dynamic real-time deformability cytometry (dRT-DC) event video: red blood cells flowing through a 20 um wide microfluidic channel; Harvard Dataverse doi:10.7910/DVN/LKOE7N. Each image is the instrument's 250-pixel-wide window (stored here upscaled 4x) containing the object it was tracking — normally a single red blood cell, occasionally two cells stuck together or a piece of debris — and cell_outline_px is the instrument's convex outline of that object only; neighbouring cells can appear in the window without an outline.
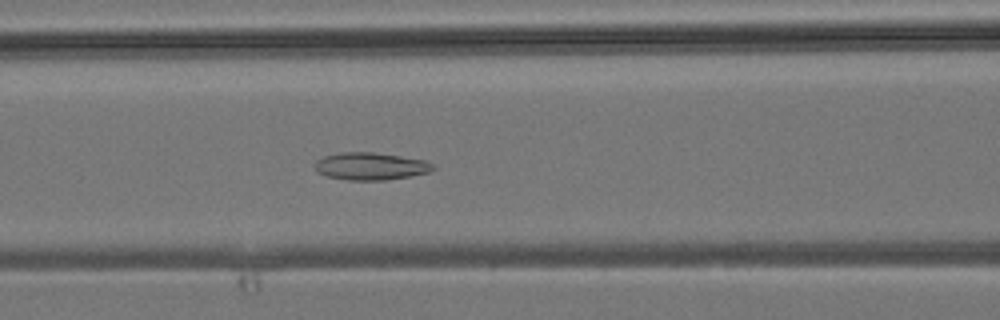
{"species": "common noctule bat (a hibernating species)", "species_latin": "Nyctalus noctula", "temperature_condition": "room temperature", "stored_images_in_passage": 44, "camera_frame_rate_fps": 3000, "um_per_image_px": 0.085, "animal": {"sex": "male", "body_mass_g": 19.2, "forearm_length_mm": 51.8}, "frame": {"image": 1, "passage_image": 18, "time_ms": 5.667, "image_size_px": [1000, 320], "cell_outline_px": [[436, 168], [428, 172], [388, 180], [348, 180], [328, 176], [316, 172], [312, 164], [316, 160], [324, 156], [340, 152], [372, 152], [400, 156], [424, 160], [432, 164]], "centroid_in_image_um": [31.44, 14.13], "position_along_channel_um": 135.2, "area_um2": 18.9}}
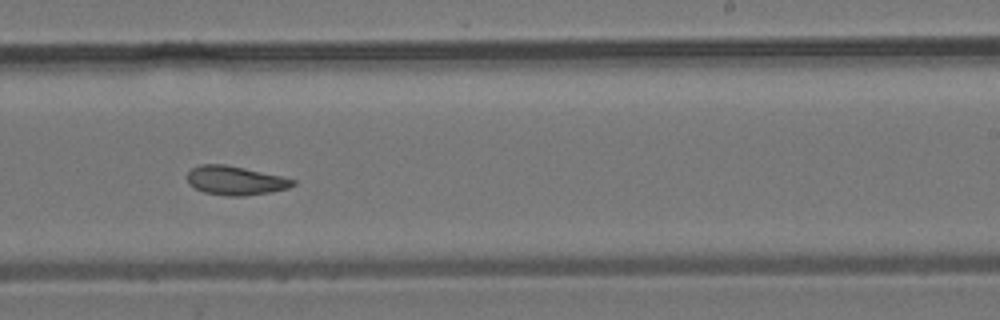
{"frame": {"image": 2, "passage_image": 27, "time_ms": 8.667, "image_size_px": [1000, 320], "cell_outline_px": [[296, 184], [288, 188], [268, 192], [244, 196], [228, 196], [204, 192], [188, 184], [188, 172], [192, 168], [200, 164], [224, 164], [244, 168], [280, 176], [296, 180]], "centroid_in_image_um": [19.99, 15.34], "position_along_channel_um": 269.0, "area_um2": 17.63}}
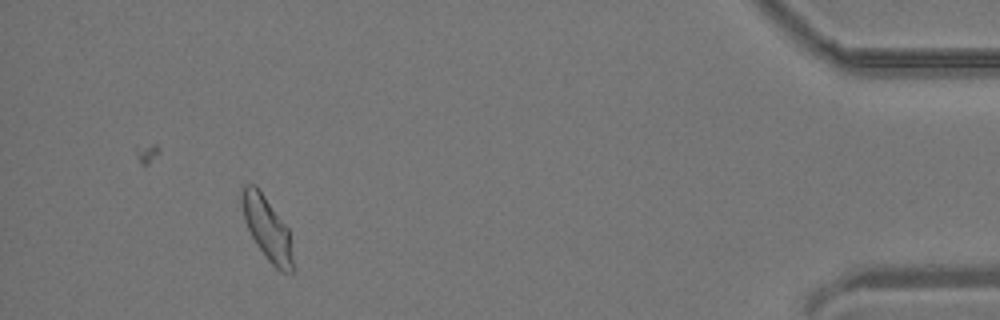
{"frame": {"image": 3, "passage_image": 41, "time_ms": 13.333, "image_size_px": [1000, 320], "cell_outline_px": [[292, 272], [280, 272], [268, 260], [256, 244], [244, 220], [240, 200], [240, 196], [244, 184], [256, 184], [288, 228], [292, 256]], "centroid_in_image_um": [22.67, 19.37], "position_along_channel_um": 412.5, "area_um2": 18.61}}